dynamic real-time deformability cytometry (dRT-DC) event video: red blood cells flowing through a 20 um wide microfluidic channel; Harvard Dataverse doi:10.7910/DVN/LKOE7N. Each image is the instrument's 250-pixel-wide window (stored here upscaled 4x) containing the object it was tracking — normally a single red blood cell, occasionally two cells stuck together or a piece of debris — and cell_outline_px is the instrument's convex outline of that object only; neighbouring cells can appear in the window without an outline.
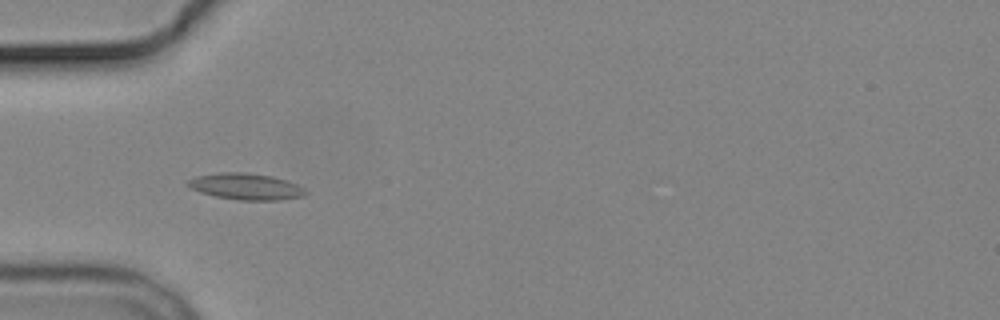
{"species": "common noctule bat (a hibernating species)", "species_latin": "Nyctalus noctula", "temperature_condition": "cold", "stored_images_in_passage": 5, "camera_frame_rate_fps": 3000, "um_per_image_px": 0.085, "animal": {"sex": "male", "body_mass_g": 19.2, "forearm_length_mm": 51.8}, "frame": {"image": 1, "passage_image": 4, "time_ms": 3.667, "image_size_px": [1000, 320], "cell_outline_px": [[308, 192], [304, 196], [280, 200], [240, 200], [216, 196], [200, 192], [184, 184], [188, 180], [196, 176], [220, 172], [244, 172], [272, 176], [288, 180], [304, 188]], "centroid_in_image_um": [20.91, 15.85], "position_along_channel_um": 64.1, "area_um2": 18.15}}
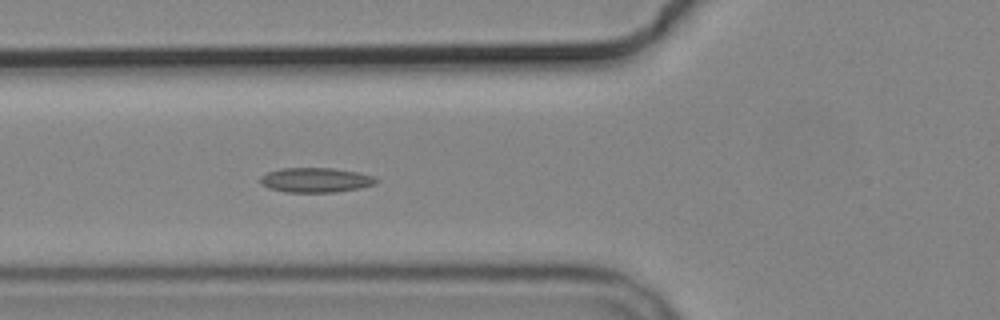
{"frame": {"image": 2, "passage_image": 5, "time_ms": 4.667, "image_size_px": [1000, 320], "cell_outline_px": [[380, 180], [376, 184], [360, 188], [336, 192], [284, 192], [268, 188], [260, 184], [260, 176], [268, 172], [280, 168], [332, 168], [356, 172], [372, 176]], "centroid_in_image_um": [26.81, 15.31], "position_along_channel_um": 99.0, "area_um2": 16.76}}